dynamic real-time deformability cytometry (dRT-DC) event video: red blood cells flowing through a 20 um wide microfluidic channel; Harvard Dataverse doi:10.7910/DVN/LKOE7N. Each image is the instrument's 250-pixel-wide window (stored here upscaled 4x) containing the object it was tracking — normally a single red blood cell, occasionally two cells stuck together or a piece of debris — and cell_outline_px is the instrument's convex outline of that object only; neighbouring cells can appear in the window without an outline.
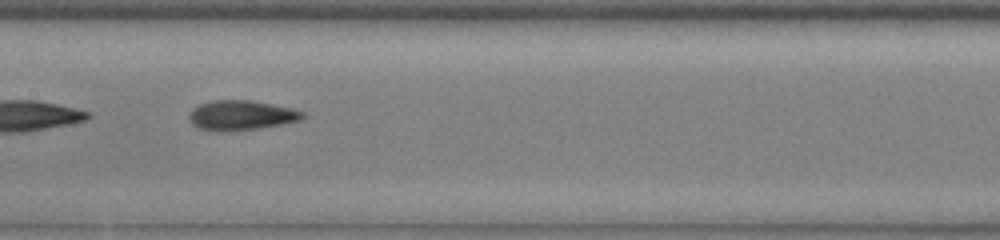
{"species": "common noctule bat (a hibernating species)", "species_latin": "Nyctalus noctula", "temperature_condition": "cold", "stored_images_in_passage": 34, "camera_frame_rate_fps": 3000, "um_per_image_px": 0.085, "animal": {"sex": "male", "body_mass_g": 13.0, "forearm_length_mm": 53.1}, "frame": {"image": 1, "passage_image": 10, "time_ms": 3.0, "image_size_px": [1000, 240], "cell_outline_px": [[308, 116], [300, 120], [260, 128], [228, 132], [216, 132], [196, 128], [188, 120], [188, 116], [192, 108], [200, 104], [216, 100], [248, 100], [288, 108], [304, 112]], "centroid_in_image_um": [20.43, 9.83], "position_along_channel_um": 187.0, "area_um2": 19.77}}
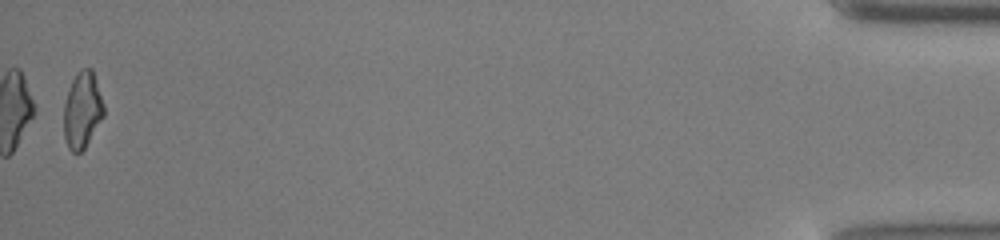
{"frame": {"image": 2, "passage_image": 34, "time_ms": 11.0, "image_size_px": [1000, 240], "cell_outline_px": [[104, 116], [84, 148], [80, 152], [72, 152], [68, 148], [64, 136], [64, 104], [68, 88], [76, 72], [80, 68], [92, 68], [104, 104]], "centroid_in_image_um": [6.99, 9.32], "position_along_channel_um": 428.2, "area_um2": 17.86}}